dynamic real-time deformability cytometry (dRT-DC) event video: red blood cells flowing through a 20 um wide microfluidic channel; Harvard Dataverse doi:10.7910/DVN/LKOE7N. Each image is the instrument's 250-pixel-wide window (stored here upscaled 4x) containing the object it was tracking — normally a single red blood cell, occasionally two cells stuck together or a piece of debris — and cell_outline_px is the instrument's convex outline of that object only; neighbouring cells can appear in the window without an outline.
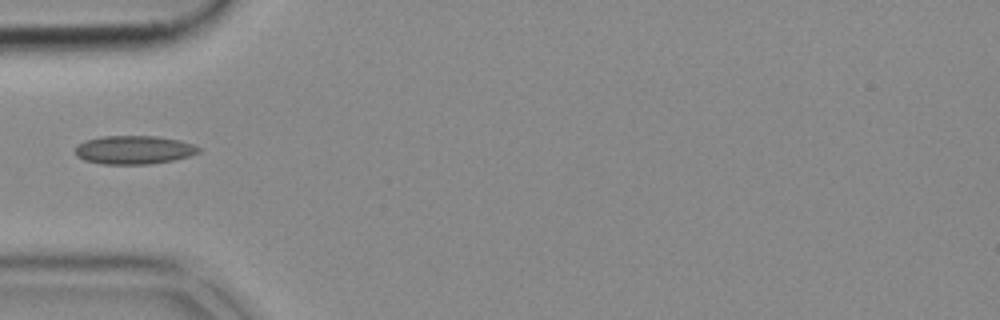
{"species": "common noctule bat (a hibernating species)", "species_latin": "Nyctalus noctula", "temperature_condition": "cold", "stored_images_in_passage": 37, "camera_frame_rate_fps": 3000, "um_per_image_px": 0.085, "animal": {"sex": "female", "body_mass_g": 18.4}, "frame": {"image": 1, "passage_image": 1, "time_ms": 0.0, "image_size_px": [1000, 320], "cell_outline_px": [[200, 152], [188, 156], [172, 160], [148, 164], [100, 164], [84, 160], [76, 156], [76, 148], [84, 140], [104, 136], [160, 136], [180, 140], [192, 144], [200, 148]], "centroid_in_image_um": [11.38, 12.73], "position_along_channel_um": 73.6, "area_um2": 20.46}}
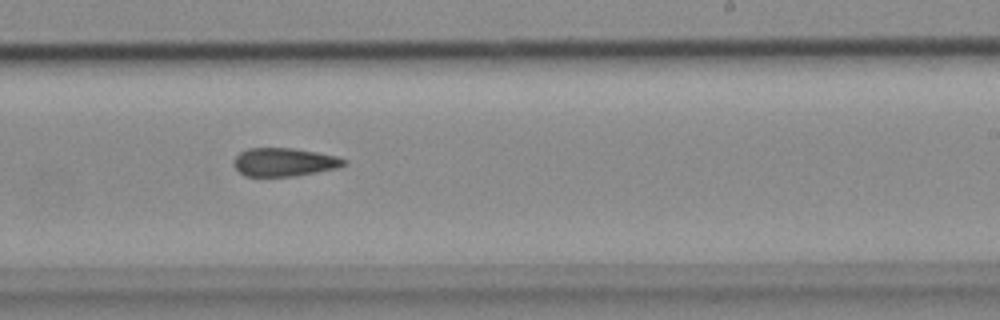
{"frame": {"image": 2, "passage_image": 16, "time_ms": 5.0, "image_size_px": [1000, 320], "cell_outline_px": [[348, 160], [344, 164], [336, 168], [316, 172], [292, 176], [244, 176], [236, 168], [236, 156], [240, 152], [248, 148], [292, 148], [316, 152], [336, 156]], "centroid_in_image_um": [24.16, 13.77], "position_along_channel_um": 264.8, "area_um2": 17.86}}
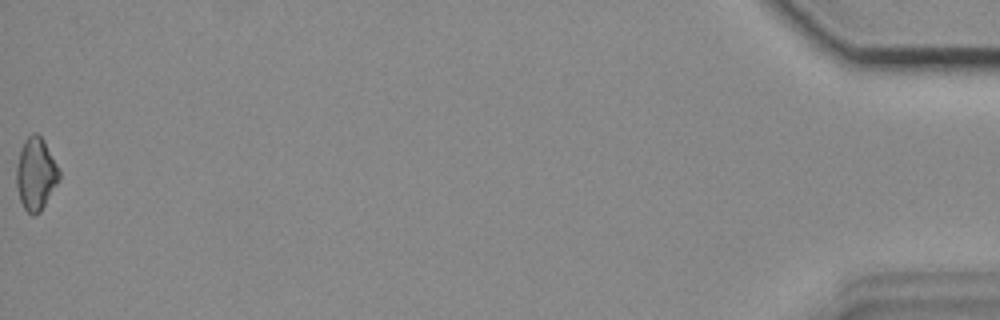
{"frame": {"image": 3, "passage_image": 37, "time_ms": 12.0, "image_size_px": [1000, 320], "cell_outline_px": [[60, 176], [56, 184], [40, 212], [32, 216], [24, 208], [20, 200], [16, 188], [16, 168], [20, 148], [24, 140], [32, 132], [36, 132], [44, 140], [60, 172]], "centroid_in_image_um": [3.01, 14.76], "position_along_channel_um": 432.2, "area_um2": 17.92}}